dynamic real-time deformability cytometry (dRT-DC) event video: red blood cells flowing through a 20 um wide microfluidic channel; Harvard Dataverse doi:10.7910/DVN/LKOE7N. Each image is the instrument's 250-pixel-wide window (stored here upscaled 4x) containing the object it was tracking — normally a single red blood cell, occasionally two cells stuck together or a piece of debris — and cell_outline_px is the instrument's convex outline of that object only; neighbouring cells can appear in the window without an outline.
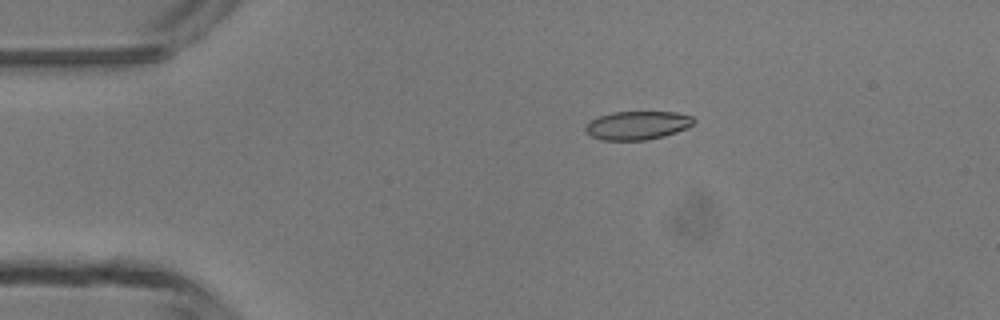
{"species": "common noctule bat (a hibernating species)", "species_latin": "Nyctalus noctula", "temperature_condition": "room temperature", "stored_images_in_passage": 2, "camera_frame_rate_fps": 3000, "um_per_image_px": 0.085, "animal": {"sex": "male", "body_mass_g": 13.3}, "frame": {"image": 1, "passage_image": 1, "time_ms": 0.0, "image_size_px": [1000, 320], "cell_outline_px": [[696, 120], [688, 128], [664, 136], [648, 140], [600, 140], [584, 132], [584, 128], [592, 120], [600, 116], [612, 112], [676, 112], [692, 116]], "centroid_in_image_um": [54.19, 10.66], "position_along_channel_um": 30.8, "area_um2": 18.03}}